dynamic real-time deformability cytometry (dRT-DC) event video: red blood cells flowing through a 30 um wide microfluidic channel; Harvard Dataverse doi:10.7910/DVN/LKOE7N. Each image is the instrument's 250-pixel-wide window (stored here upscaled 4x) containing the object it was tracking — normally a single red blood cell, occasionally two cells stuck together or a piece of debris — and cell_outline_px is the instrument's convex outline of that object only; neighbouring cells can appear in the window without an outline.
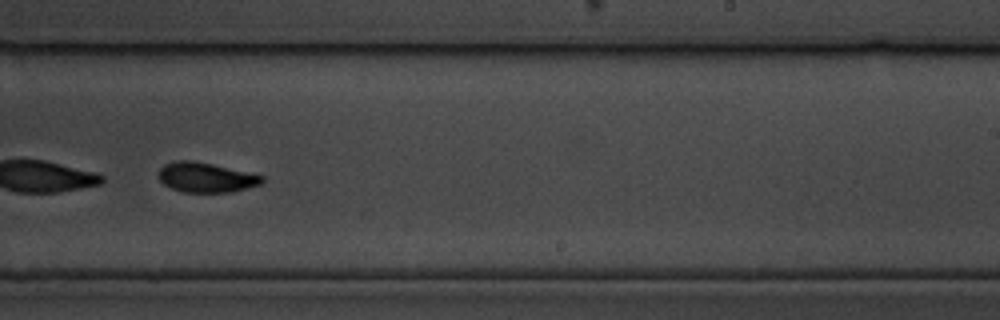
{"species": "common noctule bat (a hibernating species)", "species_latin": "Nyctalus noctula", "temperature_condition": "cold", "stored_images_in_passage": 57, "camera_frame_rate_fps": 3000, "um_per_image_px": 0.085, "animal": {"sex": "male", "body_mass_g": 19.5, "forearm_length_mm": 54.6}, "frame": {"image": 1, "passage_image": 36, "time_ms": 11.667, "image_size_px": [1000, 320], "cell_outline_px": [[264, 180], [260, 184], [248, 188], [232, 192], [180, 192], [164, 184], [156, 176], [160, 168], [164, 164], [176, 160], [192, 160], [212, 164], [264, 176]], "centroid_in_image_um": [17.46, 15.08], "position_along_channel_um": 271.5, "area_um2": 18.03}, "authors_computed_cell_mechanics": {"area_um2": 19.652, "velocity_mm_per_s": 3.394, "shape_relaxation_time_tau1_ms": 1.1979, "shape_relaxation_time_tau2_ms": 3.7704, "deformation_change_tau1": 0.2774, "deformation_change_tau2": 0.0865}}